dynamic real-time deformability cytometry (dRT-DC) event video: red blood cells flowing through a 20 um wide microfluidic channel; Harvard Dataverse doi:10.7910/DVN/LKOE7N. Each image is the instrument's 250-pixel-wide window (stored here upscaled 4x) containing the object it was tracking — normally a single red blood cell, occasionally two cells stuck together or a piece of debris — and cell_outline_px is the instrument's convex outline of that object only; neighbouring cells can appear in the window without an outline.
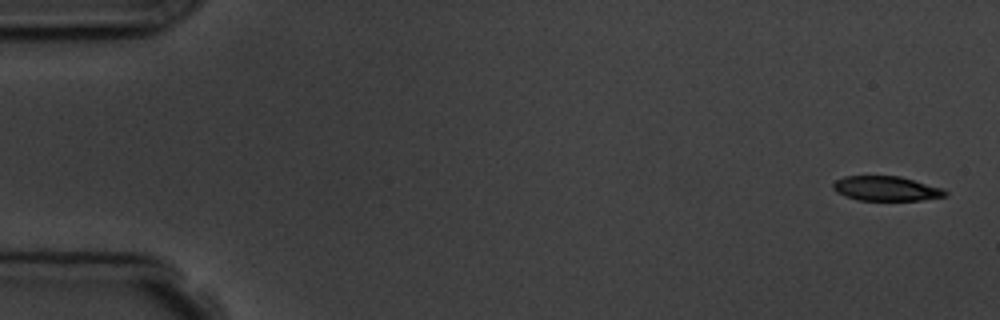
{"species": "common noctule bat (a hibernating species)", "species_latin": "Nyctalus noctula", "temperature_condition": "room temperature", "stored_images_in_passage": 5, "camera_frame_rate_fps": 3000, "um_per_image_px": 0.085, "animal": {"sex": "male", "body_mass_g": 19.5, "forearm_length_mm": 54.6}, "frame": {"image": 1, "passage_image": 1, "time_ms": 0.0, "image_size_px": [1000, 320], "cell_outline_px": [[948, 196], [920, 200], [856, 200], [836, 192], [832, 188], [832, 184], [836, 180], [844, 176], [900, 176], [944, 188], [948, 192]], "centroid_in_image_um": [75.35, 16.02], "position_along_channel_um": 9.7, "area_um2": 16.24}}